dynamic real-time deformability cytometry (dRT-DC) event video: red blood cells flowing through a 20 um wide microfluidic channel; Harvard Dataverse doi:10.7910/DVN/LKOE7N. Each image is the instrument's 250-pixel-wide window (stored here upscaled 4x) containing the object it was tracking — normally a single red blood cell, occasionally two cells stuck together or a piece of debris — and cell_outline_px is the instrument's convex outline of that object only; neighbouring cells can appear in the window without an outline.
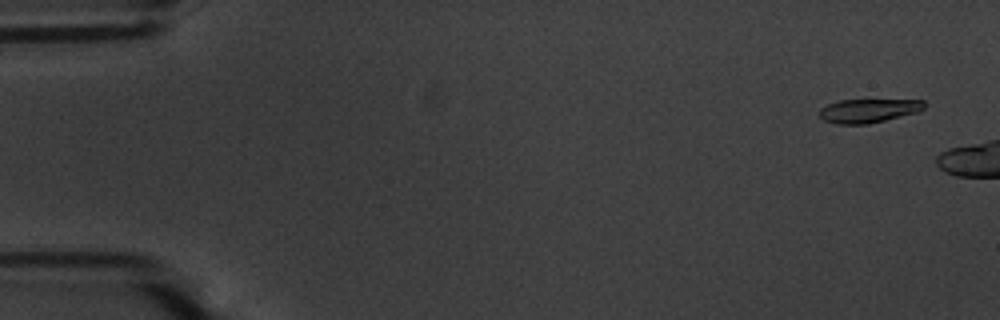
{"species": "common noctule bat (a hibernating species)", "species_latin": "Nyctalus noctula", "temperature_condition": "warm", "stored_images_in_passage": 12, "camera_frame_rate_fps": 3000, "um_per_image_px": 0.085, "animal": {"sex": "male", "body_mass_g": 20.1, "forearm_length_mm": 53.5}, "frame": {"image": 1, "passage_image": 1, "time_ms": 0.0, "image_size_px": [1000, 320], "cell_outline_px": [[924, 108], [916, 112], [868, 124], [836, 124], [824, 120], [820, 116], [820, 108], [828, 104], [840, 100], [924, 100]], "centroid_in_image_um": [73.78, 9.41], "position_along_channel_um": 11.2, "area_um2": 14.28}}